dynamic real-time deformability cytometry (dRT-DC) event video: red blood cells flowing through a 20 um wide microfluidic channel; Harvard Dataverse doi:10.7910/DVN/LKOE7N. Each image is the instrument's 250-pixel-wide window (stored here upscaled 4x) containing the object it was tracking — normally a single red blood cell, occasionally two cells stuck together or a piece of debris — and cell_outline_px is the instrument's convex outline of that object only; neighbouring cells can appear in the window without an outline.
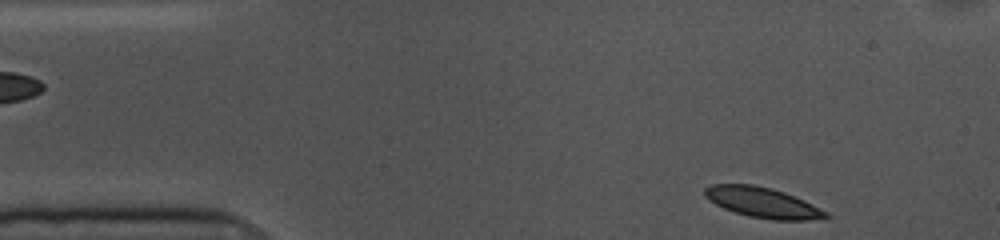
{"species": "common noctule bat (a hibernating species)", "species_latin": "Nyctalus noctula", "temperature_condition": "cold", "stored_images_in_passage": 50, "camera_frame_rate_fps": 3000, "um_per_image_px": 0.085, "animal": {"sex": "female", "body_mass_g": 10.0, "forearm_length_mm": 53.1}, "frame": {"image": 1, "passage_image": 1, "time_ms": 0.0, "image_size_px": [1000, 240], "cell_outline_px": [[832, 216], [808, 220], [772, 220], [748, 216], [724, 208], [708, 200], [704, 196], [704, 188], [712, 184], [752, 184], [784, 192], [804, 200], [828, 212]], "centroid_in_image_um": [64.81, 17.22], "position_along_channel_um": 20.2, "area_um2": 21.27}}
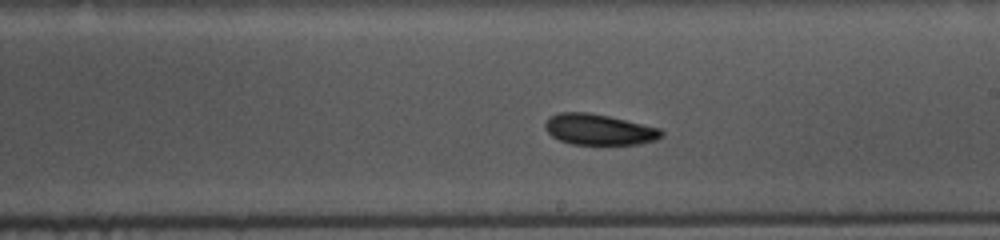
{"frame": {"image": 2, "passage_image": 25, "time_ms": 8.0, "image_size_px": [1000, 240], "cell_outline_px": [[664, 136], [656, 140], [640, 144], [572, 144], [560, 140], [552, 136], [544, 128], [544, 124], [552, 116], [560, 112], [588, 112], [608, 116], [660, 128], [664, 132]], "centroid_in_image_um": [50.94, 11.01], "position_along_channel_um": 238.1, "area_um2": 20.81}}
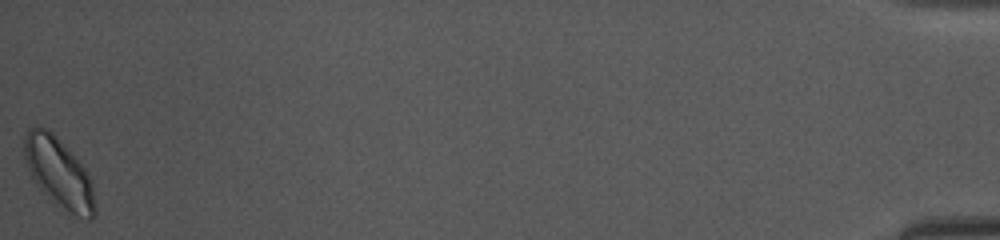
{"frame": {"image": 3, "passage_image": 50, "time_ms": 16.333, "image_size_px": [1000, 240], "cell_outline_px": [[96, 216], [92, 220], [88, 220], [64, 212], [36, 184], [28, 168], [24, 156], [24, 136], [28, 128], [36, 124], [48, 128], [64, 144], [84, 168], [92, 184], [96, 208]], "centroid_in_image_um": [5.0, 14.7], "position_along_channel_um": 430.2, "area_um2": 28.9}, "authors_computed_cell_mechanics": {"area_um2": 21.386, "velocity_mm_per_s": 3.549, "shape_relaxation_time_tau1_ms": 2.2057, "shape_relaxation_time_tau2_ms": 4.335, "deformation_change_tau1": 0.1046, "deformation_change_tau2": 0.0921}}